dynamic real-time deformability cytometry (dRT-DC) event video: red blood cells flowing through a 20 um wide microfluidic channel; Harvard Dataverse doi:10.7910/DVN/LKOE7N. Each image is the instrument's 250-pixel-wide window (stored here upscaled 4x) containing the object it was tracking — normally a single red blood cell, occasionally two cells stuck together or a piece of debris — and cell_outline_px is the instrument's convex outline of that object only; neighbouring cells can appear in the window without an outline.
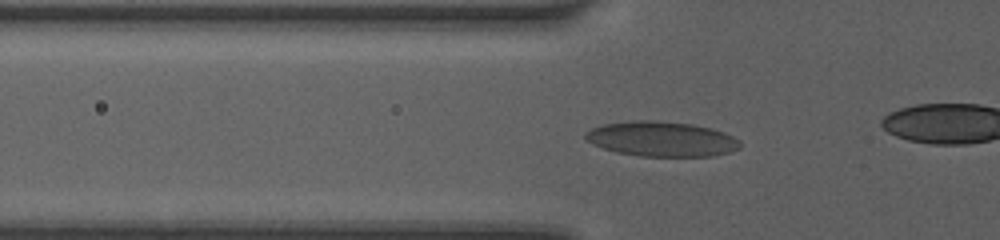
{"species": "human", "species_latin": "Homo sapiens", "temperature_condition": "room temperature", "stored_images_in_passage": 11, "segment_of_instrument_passage": [1, 2], "camera_frame_rate_fps": 3000, "um_per_image_px": 0.085, "donor": {"sex": "female"}, "frame": {"image": 1, "passage_image": 5, "time_ms": 3.0, "image_size_px": [1000, 240], "cell_outline_px": [[740, 148], [728, 152], [712, 156], [640, 156], [616, 152], [592, 144], [584, 136], [584, 132], [592, 128], [604, 124], [632, 120], [652, 120], [692, 124], [712, 128], [724, 132], [740, 140]], "centroid_in_image_um": [56.23, 11.81], "position_along_channel_um": 69.6, "area_um2": 31.5}}
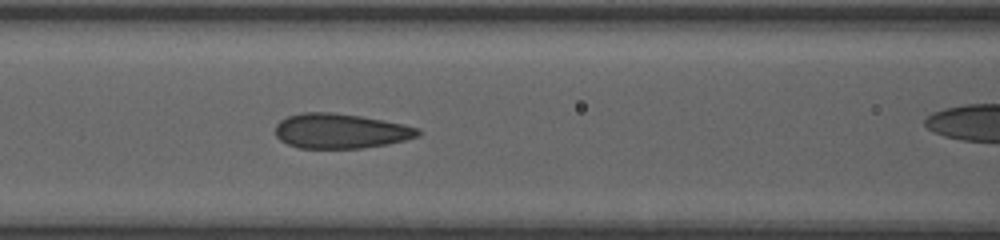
{"frame": {"image": 2, "passage_image": 10, "time_ms": 4.667, "image_size_px": [1000, 240], "cell_outline_px": [[420, 136], [388, 144], [364, 148], [300, 148], [288, 144], [280, 140], [276, 136], [276, 124], [280, 120], [288, 116], [304, 112], [332, 112], [360, 116], [404, 124], [420, 128]], "centroid_in_image_um": [28.96, 11.14], "position_along_channel_um": 137.6, "area_um2": 29.02}}